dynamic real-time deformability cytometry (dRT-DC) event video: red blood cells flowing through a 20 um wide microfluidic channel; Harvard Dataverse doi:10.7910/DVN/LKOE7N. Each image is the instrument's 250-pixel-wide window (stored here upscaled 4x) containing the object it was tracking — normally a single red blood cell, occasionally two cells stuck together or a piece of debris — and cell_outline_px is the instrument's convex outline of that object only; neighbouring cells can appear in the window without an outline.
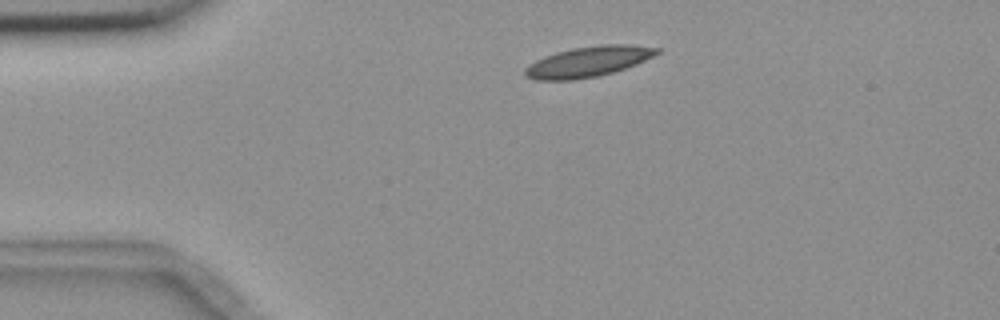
{"species": "common noctule bat (a hibernating species)", "species_latin": "Nyctalus noctula", "temperature_condition": "room temperature", "stored_images_in_passage": 2, "camera_frame_rate_fps": 3000, "um_per_image_px": 0.085, "animal": {"sex": "female", "body_mass_g": 18.4}, "frame": {"image": 1, "passage_image": 1, "time_ms": 0.0, "image_size_px": [1000, 320], "cell_outline_px": [[660, 52], [636, 64], [612, 72], [596, 76], [572, 80], [536, 80], [528, 76], [524, 72], [524, 68], [528, 64], [544, 56], [556, 52], [572, 48], [600, 44], [628, 44], [660, 48]], "centroid_in_image_um": [49.97, 5.23], "position_along_channel_um": 35.0, "area_um2": 23.24}}